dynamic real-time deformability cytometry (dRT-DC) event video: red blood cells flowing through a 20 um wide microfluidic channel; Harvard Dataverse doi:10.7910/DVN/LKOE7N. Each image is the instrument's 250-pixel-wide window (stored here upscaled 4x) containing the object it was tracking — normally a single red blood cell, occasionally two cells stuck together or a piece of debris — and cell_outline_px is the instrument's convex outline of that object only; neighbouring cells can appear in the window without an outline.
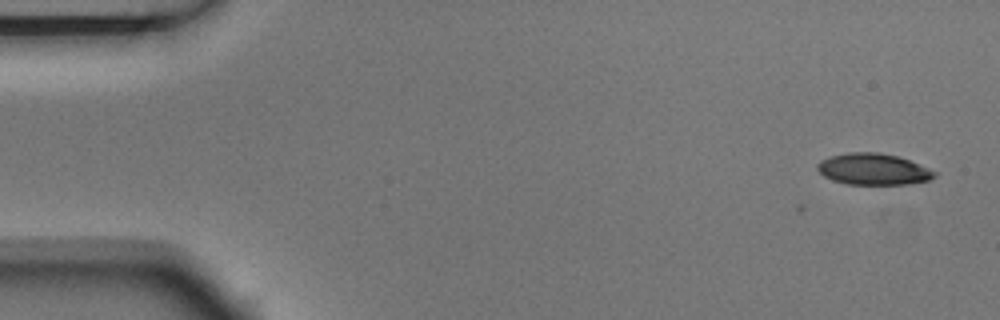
{"species": "Egyptian fruit bat (a non-hibernating species)", "species_latin": "Rousettus aegyptiacus", "temperature_condition": "room temperature", "stored_images_in_passage": 6, "camera_frame_rate_fps": 3000, "um_per_image_px": 0.085, "animal": {"sex": "male"}, "frame": {"image": 1, "passage_image": 1, "time_ms": 0.0, "image_size_px": [1000, 320], "cell_outline_px": [[936, 176], [928, 180], [908, 184], [848, 184], [832, 180], [824, 176], [816, 168], [816, 164], [820, 160], [832, 156], [848, 152], [880, 152], [896, 156], [908, 160], [928, 168], [936, 172]], "centroid_in_image_um": [74.2, 14.38], "position_along_channel_um": 10.8, "area_um2": 21.27}}